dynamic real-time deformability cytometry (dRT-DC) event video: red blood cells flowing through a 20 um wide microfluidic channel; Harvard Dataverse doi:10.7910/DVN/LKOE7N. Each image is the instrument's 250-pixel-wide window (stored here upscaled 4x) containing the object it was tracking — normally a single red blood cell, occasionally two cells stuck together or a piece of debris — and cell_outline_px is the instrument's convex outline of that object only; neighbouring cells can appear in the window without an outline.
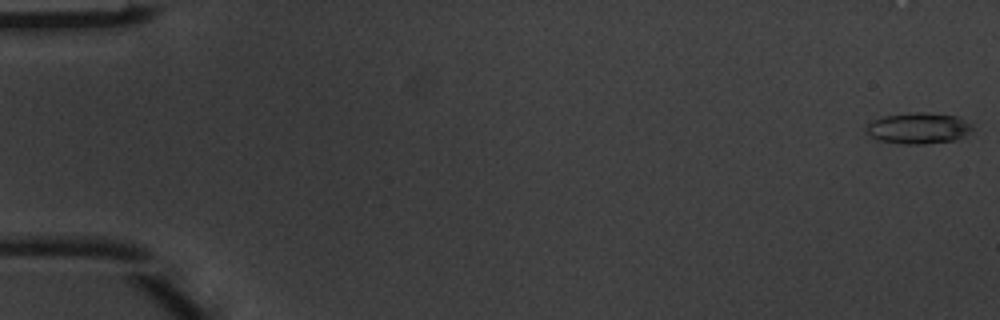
{"species": "common noctule bat (a hibernating species)", "species_latin": "Nyctalus noctula", "temperature_condition": "warm", "stored_images_in_passage": 4, "camera_frame_rate_fps": 3000, "um_per_image_px": 0.085, "animal": {"sex": "male", "body_mass_g": 20.1, "forearm_length_mm": 53.5}, "frame": {"image": 1, "passage_image": 1, "time_ms": 0.0, "image_size_px": [1000, 320], "cell_outline_px": [[972, 128], [964, 136], [956, 140], [924, 144], [900, 144], [876, 140], [868, 132], [868, 124], [872, 120], [884, 116], [912, 112], [924, 112], [960, 116], [972, 124]], "centroid_in_image_um": [78.09, 10.89], "position_along_channel_um": 6.9, "area_um2": 19.31}}
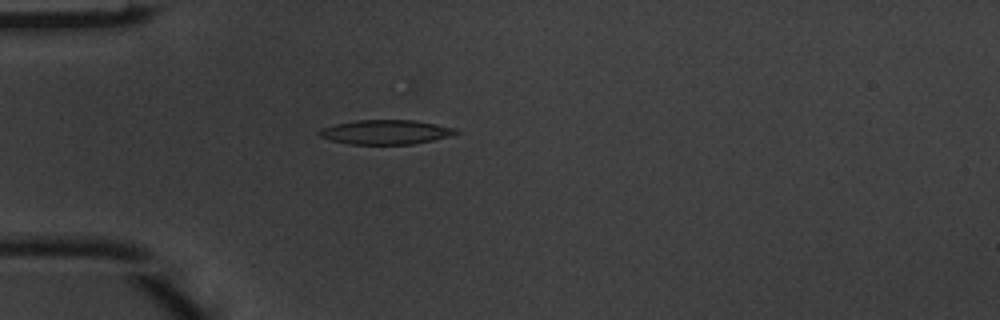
{"frame": {"image": 2, "passage_image": 4, "time_ms": 1.0, "image_size_px": [1000, 320], "cell_outline_px": [[460, 132], [448, 136], [432, 140], [412, 144], [352, 144], [332, 140], [320, 136], [316, 132], [320, 128], [336, 124], [356, 120], [416, 120], [456, 128]], "centroid_in_image_um": [32.78, 11.22], "position_along_channel_um": 52.2, "area_um2": 19.31}}